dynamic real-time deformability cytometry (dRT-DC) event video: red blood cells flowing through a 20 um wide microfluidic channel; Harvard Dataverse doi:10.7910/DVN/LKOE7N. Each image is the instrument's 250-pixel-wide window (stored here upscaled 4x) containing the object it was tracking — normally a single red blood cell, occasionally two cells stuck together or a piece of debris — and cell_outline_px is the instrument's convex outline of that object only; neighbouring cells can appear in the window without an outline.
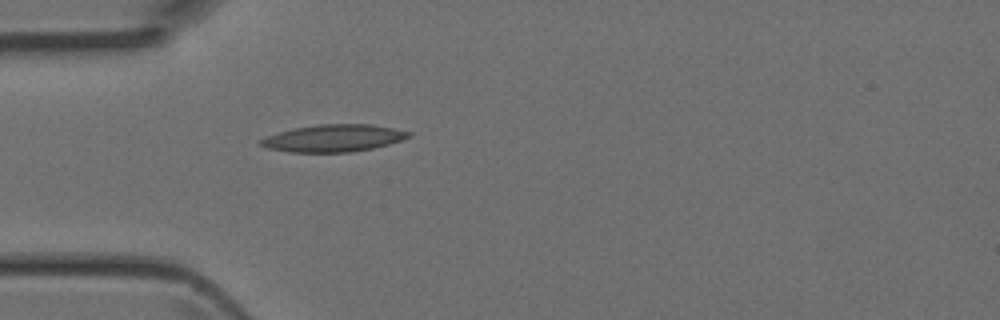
{"species": "Egyptian fruit bat (a non-hibernating species)", "species_latin": "Rousettus aegyptiacus", "temperature_condition": "room temperature", "stored_images_in_passage": 1, "camera_frame_rate_fps": 3000, "um_per_image_px": 0.085, "animal": {"sex": "female"}, "frame": {"image": 1, "passage_image": 1, "time_ms": 0.0, "image_size_px": [1000, 320], "cell_outline_px": [[412, 136], [388, 144], [372, 148], [352, 152], [288, 152], [268, 148], [260, 144], [260, 140], [268, 136], [292, 128], [320, 124], [372, 124], [412, 132]], "centroid_in_image_um": [28.37, 11.74], "position_along_channel_um": 56.6, "area_um2": 23.29}}